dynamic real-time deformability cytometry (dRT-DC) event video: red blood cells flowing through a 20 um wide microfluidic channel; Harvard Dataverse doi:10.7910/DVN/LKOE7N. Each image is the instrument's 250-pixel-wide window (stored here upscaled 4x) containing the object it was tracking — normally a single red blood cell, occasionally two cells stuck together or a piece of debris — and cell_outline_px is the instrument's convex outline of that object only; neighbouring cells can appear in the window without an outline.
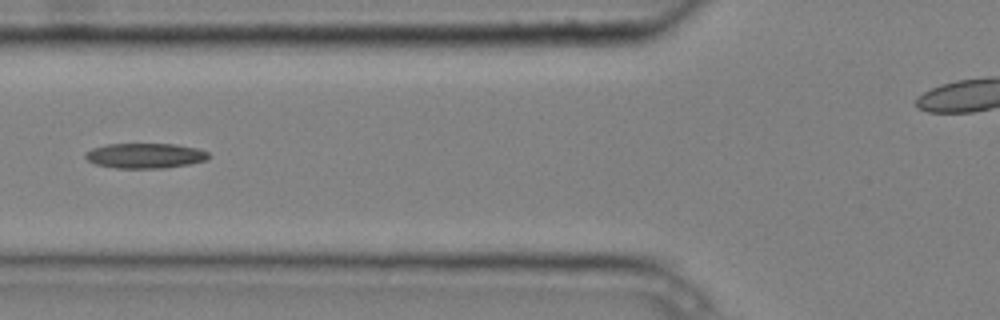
{"species": "common noctule bat (a hibernating species)", "species_latin": "Nyctalus noctula", "temperature_condition": "cold", "stored_images_in_passage": 6, "segment_of_instrument_passage": [1, 2], "camera_frame_rate_fps": 3000, "um_per_image_px": 0.085, "animal": {"sex": "male", "body_mass_g": 20.4}, "frame": {"image": 1, "passage_image": 5, "time_ms": 1.333, "image_size_px": [1000, 320], "cell_outline_px": [[208, 160], [188, 164], [164, 168], [116, 168], [96, 164], [88, 160], [84, 156], [92, 148], [108, 144], [176, 144], [196, 148], [208, 152]], "centroid_in_image_um": [12.35, 13.23], "position_along_channel_um": 113.5, "area_um2": 17.86}}